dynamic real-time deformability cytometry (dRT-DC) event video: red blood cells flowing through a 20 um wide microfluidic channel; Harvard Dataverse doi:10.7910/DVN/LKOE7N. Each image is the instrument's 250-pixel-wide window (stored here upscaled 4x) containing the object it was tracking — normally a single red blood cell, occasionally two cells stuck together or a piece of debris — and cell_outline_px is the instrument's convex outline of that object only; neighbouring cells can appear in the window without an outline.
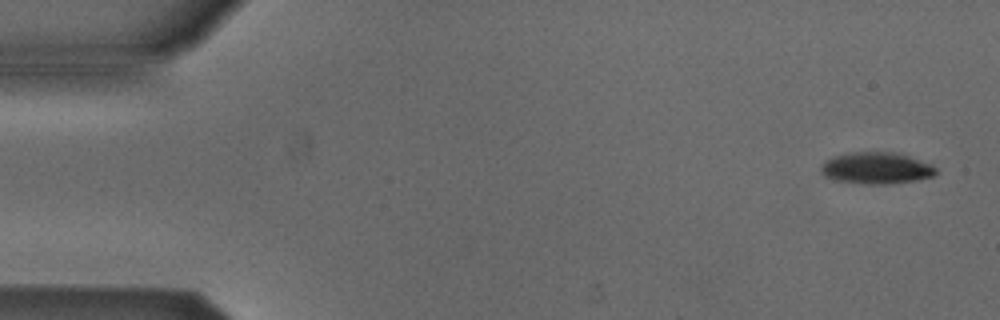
{"species": "Egyptian fruit bat (a non-hibernating species)", "species_latin": "Rousettus aegyptiacus", "temperature_condition": "cold", "stored_images_in_passage": 6, "camera_frame_rate_fps": 3000, "um_per_image_px": 0.085, "animal": {"sex": "male"}, "frame": {"image": 1, "passage_image": 1, "time_ms": 0.0, "image_size_px": [1000, 320], "cell_outline_px": [[936, 176], [916, 180], [892, 184], [864, 184], [832, 180], [824, 176], [820, 172], [820, 164], [824, 160], [836, 156], [856, 152], [892, 152], [908, 156], [932, 164], [936, 168]], "centroid_in_image_um": [74.47, 14.31], "position_along_channel_um": 10.5, "area_um2": 21.39}}
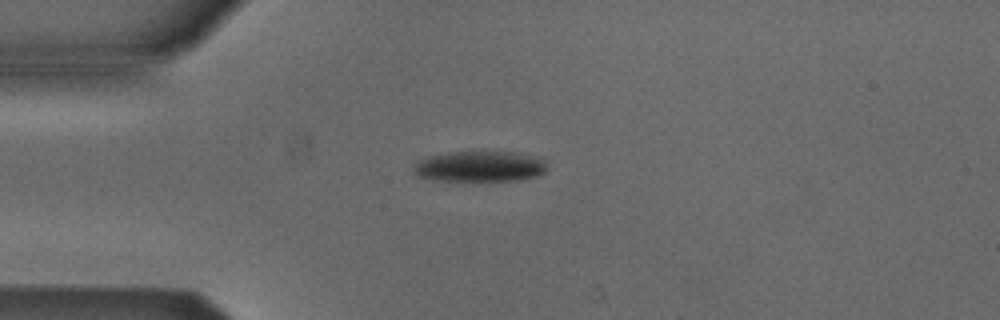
{"frame": {"image": 2, "passage_image": 4, "time_ms": 1.0, "image_size_px": [1000, 320], "cell_outline_px": [[548, 168], [544, 172], [536, 176], [520, 180], [432, 180], [416, 176], [412, 172], [412, 168], [420, 160], [428, 156], [452, 152], [520, 152], [540, 156], [544, 160]], "centroid_in_image_um": [40.81, 14.14], "position_along_channel_um": 44.2, "area_um2": 24.04}}
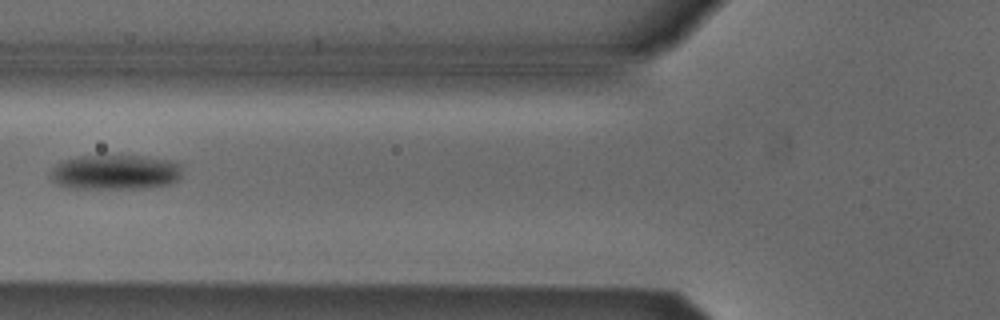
{"frame": {"image": 3, "passage_image": 6, "time_ms": 1.667, "image_size_px": [1000, 320], "cell_outline_px": [[180, 176], [172, 184], [144, 188], [64, 188], [56, 184], [48, 176], [52, 168], [60, 160], [76, 156], [104, 152], [140, 156], [168, 160], [180, 164]], "centroid_in_image_um": [9.68, 14.59], "position_along_channel_um": 116.1, "area_um2": 27.92}}